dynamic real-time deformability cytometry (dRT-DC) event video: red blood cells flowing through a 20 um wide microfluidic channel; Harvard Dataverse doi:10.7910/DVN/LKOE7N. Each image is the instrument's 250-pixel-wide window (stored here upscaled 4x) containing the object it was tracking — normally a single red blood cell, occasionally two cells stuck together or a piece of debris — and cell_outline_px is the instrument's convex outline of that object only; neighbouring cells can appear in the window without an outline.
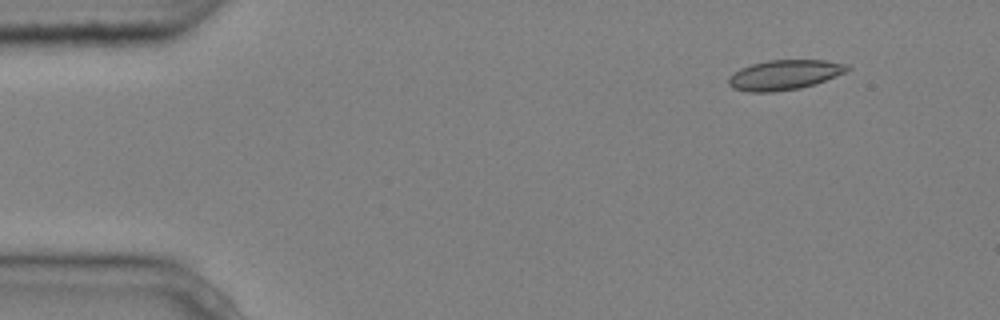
{"species": "common noctule bat (a hibernating species)", "species_latin": "Nyctalus noctula", "temperature_condition": "cold", "stored_images_in_passage": 7, "camera_frame_rate_fps": 3000, "um_per_image_px": 0.085, "animal": {"sex": "male", "body_mass_g": 20.4}, "frame": {"image": 1, "passage_image": 2, "time_ms": 0.333, "image_size_px": [1000, 320], "cell_outline_px": [[852, 68], [844, 72], [816, 84], [800, 88], [772, 92], [748, 92], [732, 88], [728, 84], [728, 76], [740, 68], [752, 64], [768, 60], [824, 60], [848, 64]], "centroid_in_image_um": [66.65, 6.36], "position_along_channel_um": 18.3, "area_um2": 20.75}}
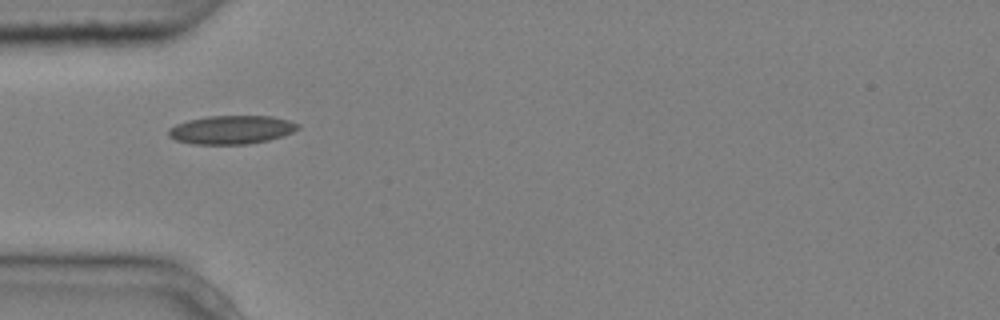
{"frame": {"image": 2, "passage_image": 5, "time_ms": 1.333, "image_size_px": [1000, 320], "cell_outline_px": [[300, 128], [284, 136], [268, 140], [248, 144], [192, 144], [176, 140], [168, 136], [168, 128], [176, 124], [188, 120], [208, 116], [272, 116], [288, 120], [300, 124]], "centroid_in_image_um": [19.68, 11.03], "position_along_channel_um": 65.3, "area_um2": 21.62}}
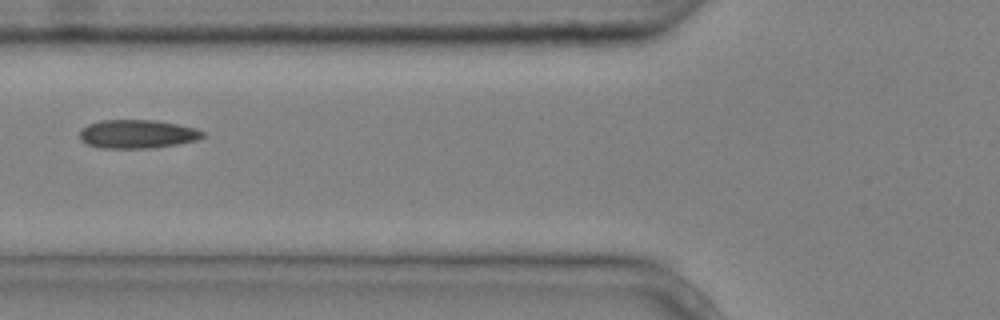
{"frame": {"image": 3, "passage_image": 6, "time_ms": 1.667, "image_size_px": [1000, 320], "cell_outline_px": [[204, 136], [196, 140], [176, 144], [148, 148], [100, 148], [88, 144], [80, 140], [80, 132], [88, 124], [104, 120], [156, 120], [196, 128], [204, 132]], "centroid_in_image_um": [11.67, 11.39], "position_along_channel_um": 114.1, "area_um2": 20.29}}